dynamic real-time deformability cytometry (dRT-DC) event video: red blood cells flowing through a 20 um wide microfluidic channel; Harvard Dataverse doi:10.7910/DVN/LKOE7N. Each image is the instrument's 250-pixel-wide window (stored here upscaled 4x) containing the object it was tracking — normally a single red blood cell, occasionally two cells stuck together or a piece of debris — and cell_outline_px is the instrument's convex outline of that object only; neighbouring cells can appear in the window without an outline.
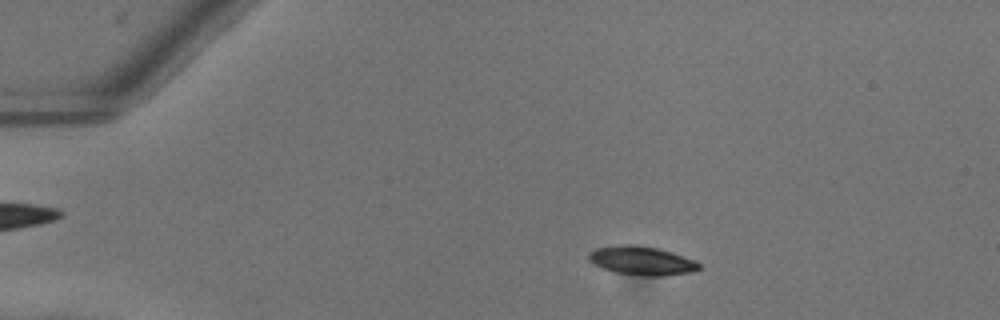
{"species": "common noctule bat (a hibernating species)", "species_latin": "Nyctalus noctula", "temperature_condition": "warm", "stored_images_in_passage": 44, "camera_frame_rate_fps": 3000, "um_per_image_px": 0.085, "animal": {"sex": "female"}, "frame": {"image": 1, "passage_image": 2, "time_ms": 0.333, "image_size_px": [1000, 320], "cell_outline_px": [[700, 268], [692, 272], [660, 276], [636, 276], [616, 272], [604, 268], [588, 260], [588, 252], [596, 248], [620, 244], [636, 244], [660, 248], [696, 260], [700, 264]], "centroid_in_image_um": [54.56, 22.14], "position_along_channel_um": 30.4, "area_um2": 18.73}}
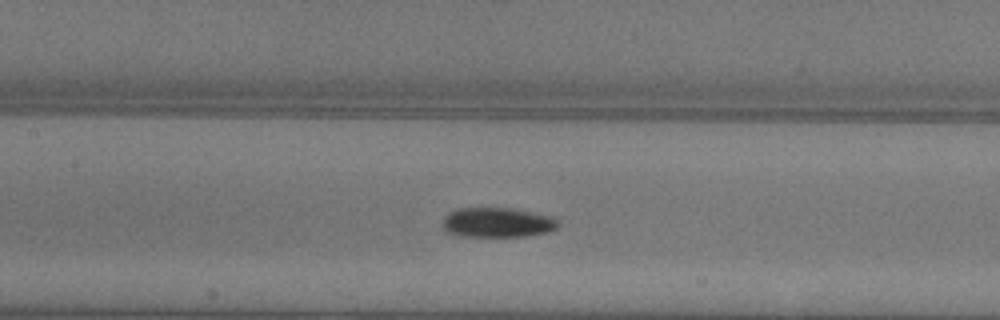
{"frame": {"image": 2, "passage_image": 17, "time_ms": 5.333, "image_size_px": [1000, 320], "cell_outline_px": [[560, 224], [556, 228], [548, 232], [524, 236], [464, 236], [444, 232], [440, 224], [444, 216], [448, 212], [460, 208], [512, 208], [552, 216]], "centroid_in_image_um": [42.22, 18.91], "position_along_channel_um": 165.2, "area_um2": 20.23}}
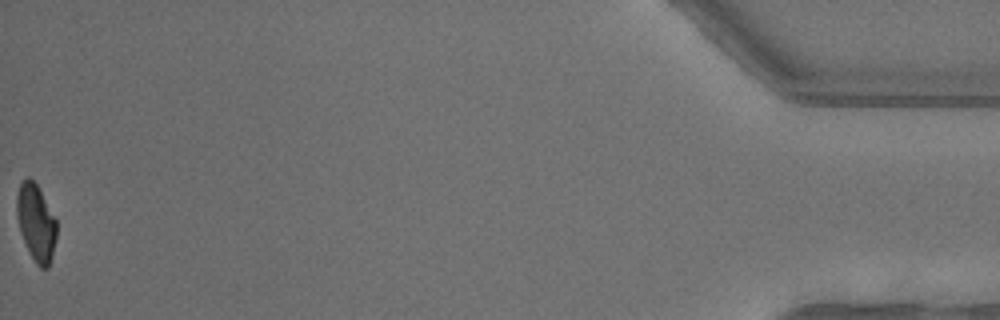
{"frame": {"image": 3, "passage_image": 44, "time_ms": 14.333, "image_size_px": [1000, 320], "cell_outline_px": [[56, 236], [52, 256], [48, 268], [40, 268], [36, 264], [20, 232], [16, 216], [16, 196], [20, 184], [28, 176], [36, 184], [56, 220]], "centroid_in_image_um": [3.05, 18.93], "position_along_channel_um": 432.2, "area_um2": 17.51}, "authors_computed_cell_mechanics": {"area_um2": 19.363, "velocity_mm_per_s": 4.0544, "shape_relaxation_time_tau1_ms": 3.8585, "shape_relaxation_time_tau2_ms": 5.7994, "deformation_change_tau1": 0.1358, "deformation_change_tau2": 0.1007}}